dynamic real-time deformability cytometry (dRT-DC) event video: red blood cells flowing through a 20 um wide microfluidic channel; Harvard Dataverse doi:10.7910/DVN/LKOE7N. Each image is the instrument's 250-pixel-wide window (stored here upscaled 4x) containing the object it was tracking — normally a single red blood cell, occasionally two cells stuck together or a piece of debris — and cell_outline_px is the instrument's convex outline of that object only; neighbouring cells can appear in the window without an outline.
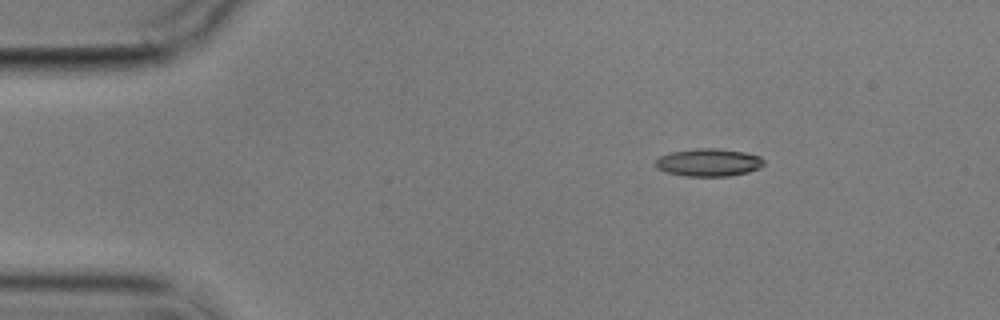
{"species": "common noctule bat (a hibernating species)", "species_latin": "Nyctalus noctula", "temperature_condition": "cold", "stored_images_in_passage": 4, "camera_frame_rate_fps": 3000, "um_per_image_px": 0.085, "animal": {"sex": "male", "body_mass_g": 17.9}, "frame": {"image": 1, "passage_image": 1, "time_ms": 0.0, "image_size_px": [1000, 320], "cell_outline_px": [[764, 164], [760, 168], [748, 172], [728, 176], [684, 176], [668, 172], [656, 168], [656, 160], [660, 156], [672, 152], [696, 148], [716, 148], [744, 152], [760, 156], [764, 160]], "centroid_in_image_um": [60.25, 13.81], "position_along_channel_um": 24.7, "area_um2": 17.46}}